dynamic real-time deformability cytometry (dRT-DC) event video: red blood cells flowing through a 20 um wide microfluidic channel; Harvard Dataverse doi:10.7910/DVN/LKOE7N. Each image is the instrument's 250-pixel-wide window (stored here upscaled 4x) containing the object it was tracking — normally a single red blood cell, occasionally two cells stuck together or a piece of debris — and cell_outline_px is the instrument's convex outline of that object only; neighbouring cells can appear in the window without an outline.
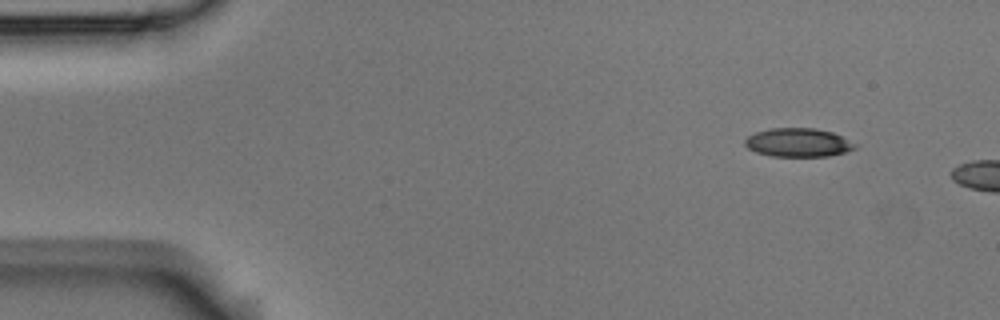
{"species": "Egyptian fruit bat (a non-hibernating species)", "species_latin": "Rousettus aegyptiacus", "temperature_condition": "room temperature", "stored_images_in_passage": 2, "camera_frame_rate_fps": 3000, "um_per_image_px": 0.085, "animal": {"sex": "male"}, "frame": {"image": 1, "passage_image": 1, "time_ms": 0.0, "image_size_px": [1000, 320], "cell_outline_px": [[860, 144], [856, 148], [844, 152], [828, 156], [772, 156], [756, 152], [748, 148], [744, 144], [744, 140], [748, 136], [756, 132], [768, 128], [816, 128], [832, 132]], "centroid_in_image_um": [67.87, 12.11], "position_along_channel_um": 17.1, "area_um2": 18.5}}